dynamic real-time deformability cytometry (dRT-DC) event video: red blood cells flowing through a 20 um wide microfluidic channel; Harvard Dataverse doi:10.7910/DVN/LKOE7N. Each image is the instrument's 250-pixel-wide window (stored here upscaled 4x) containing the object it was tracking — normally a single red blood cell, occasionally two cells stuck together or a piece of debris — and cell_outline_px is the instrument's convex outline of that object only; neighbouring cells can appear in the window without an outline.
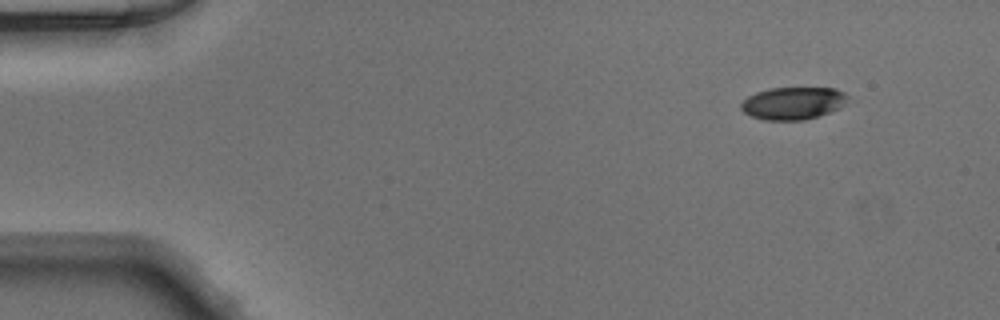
{"species": "Egyptian fruit bat (a non-hibernating species)", "species_latin": "Rousettus aegyptiacus", "temperature_condition": "warm", "stored_images_in_passage": 45, "camera_frame_rate_fps": 3000, "um_per_image_px": 0.085, "animal": {"sex": "male"}, "frame": {"image": 1, "passage_image": 1, "time_ms": 0.0, "image_size_px": [1000, 320], "cell_outline_px": [[848, 96], [836, 108], [828, 112], [804, 120], [764, 120], [752, 116], [744, 112], [740, 108], [740, 104], [748, 96], [756, 92], [768, 88], [836, 88], [844, 92]], "centroid_in_image_um": [67.33, 8.76], "position_along_channel_um": 17.7, "area_um2": 19.83}}
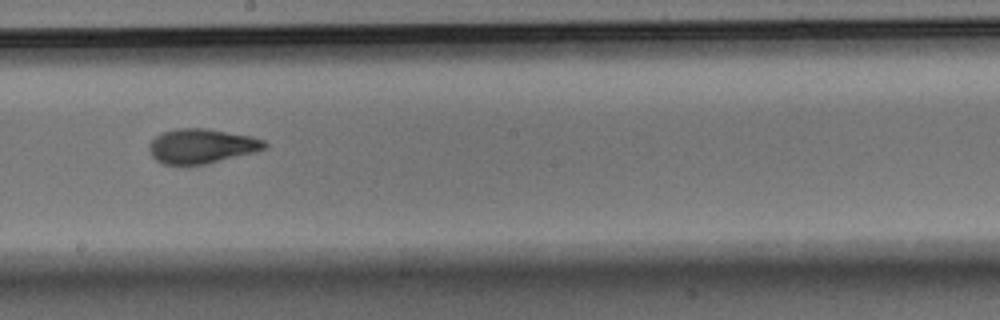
{"frame": {"image": 2, "passage_image": 24, "time_ms": 7.667, "image_size_px": [1000, 320], "cell_outline_px": [[268, 144], [264, 148], [256, 152], [204, 164], [164, 164], [156, 160], [152, 156], [148, 148], [148, 144], [156, 136], [164, 132], [176, 128], [204, 128], [252, 136], [264, 140]], "centroid_in_image_um": [17.13, 12.41], "position_along_channel_um": 231.1, "area_um2": 23.12}}
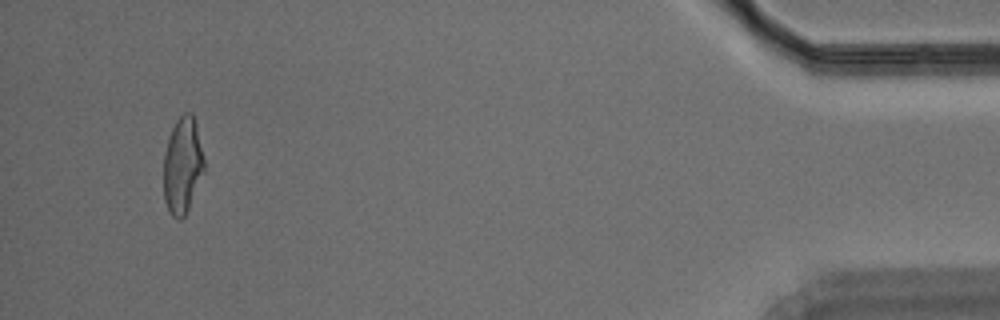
{"frame": {"image": 3, "passage_image": 43, "time_ms": 14.0, "image_size_px": [1000, 320], "cell_outline_px": [[204, 172], [188, 208], [184, 216], [180, 220], [176, 220], [168, 212], [164, 200], [164, 152], [168, 136], [176, 120], [184, 112], [192, 112], [196, 124], [204, 160]], "centroid_in_image_um": [15.5, 14.06], "position_along_channel_um": 419.7, "area_um2": 22.83}}